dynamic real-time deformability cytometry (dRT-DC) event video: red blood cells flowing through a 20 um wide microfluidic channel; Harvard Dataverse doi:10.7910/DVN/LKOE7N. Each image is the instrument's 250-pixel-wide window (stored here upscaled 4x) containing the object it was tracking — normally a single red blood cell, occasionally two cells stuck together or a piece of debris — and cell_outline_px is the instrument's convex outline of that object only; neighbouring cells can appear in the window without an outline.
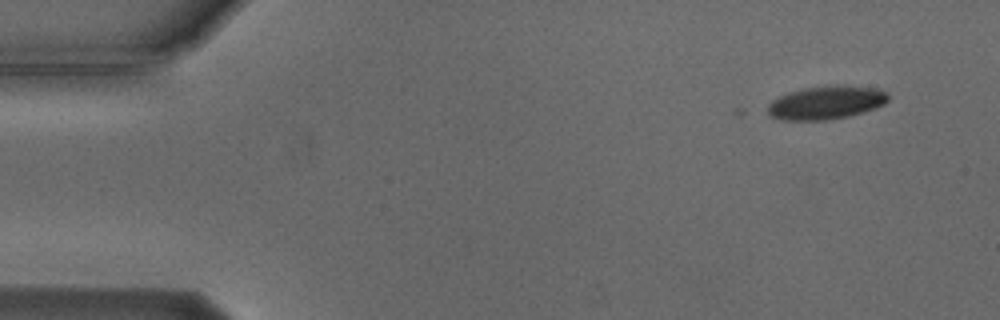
{"species": "Egyptian fruit bat (a non-hibernating species)", "species_latin": "Rousettus aegyptiacus", "temperature_condition": "cold", "stored_images_in_passage": 4, "camera_frame_rate_fps": 3000, "um_per_image_px": 0.085, "animal": {"sex": "male"}, "frame": {"image": 1, "passage_image": 1, "time_ms": 0.0, "image_size_px": [1000, 320], "cell_outline_px": [[888, 100], [884, 104], [876, 108], [864, 112], [848, 116], [824, 120], [784, 120], [772, 116], [768, 112], [768, 104], [772, 100], [788, 92], [804, 88], [832, 84], [840, 84], [876, 88], [884, 92], [888, 96]], "centroid_in_image_um": [70.23, 8.7], "position_along_channel_um": 14.8, "area_um2": 23.47}}
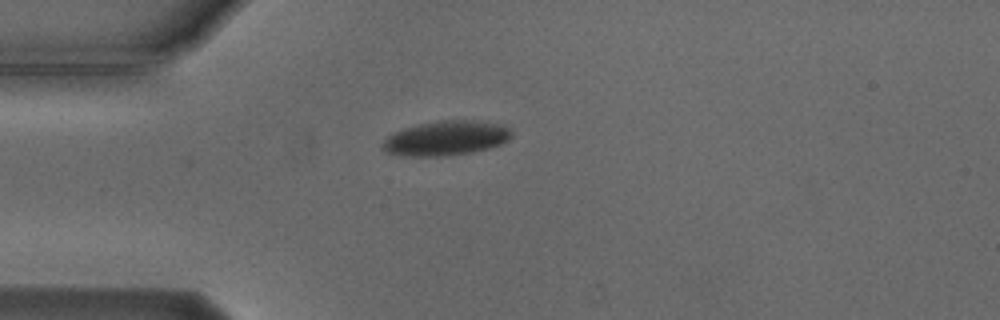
{"frame": {"image": 2, "passage_image": 4, "time_ms": 3.333, "image_size_px": [1000, 320], "cell_outline_px": [[512, 136], [508, 140], [500, 144], [488, 148], [472, 152], [448, 156], [400, 156], [384, 152], [380, 148], [380, 144], [392, 132], [404, 128], [420, 124], [440, 120], [468, 120], [496, 124], [508, 128], [512, 132]], "centroid_in_image_um": [37.82, 11.77], "position_along_channel_um": 47.2, "area_um2": 26.07}}